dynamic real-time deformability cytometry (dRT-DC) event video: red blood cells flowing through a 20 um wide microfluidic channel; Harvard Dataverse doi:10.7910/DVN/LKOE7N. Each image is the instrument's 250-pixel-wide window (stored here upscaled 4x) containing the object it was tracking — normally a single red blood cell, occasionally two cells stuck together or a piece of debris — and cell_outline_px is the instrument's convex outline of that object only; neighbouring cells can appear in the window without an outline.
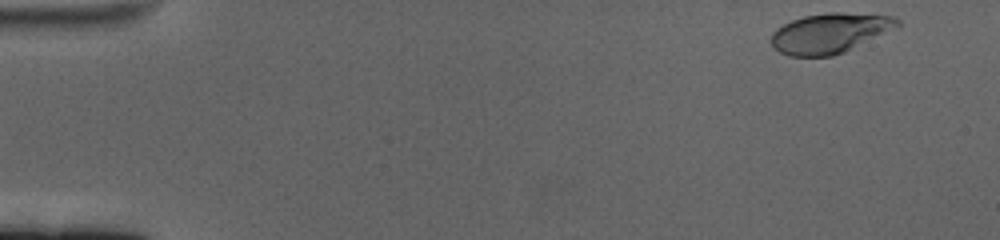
{"species": "human", "species_latin": "Homo sapiens", "temperature_condition": "cold", "stored_images_in_passage": 59, "camera_frame_rate_fps": 3000, "um_per_image_px": 0.085, "donor": {"sex": "female"}, "frame": {"image": 1, "passage_image": 2, "time_ms": 0.333, "image_size_px": [1000, 240], "cell_outline_px": [[900, 28], [844, 52], [832, 56], [788, 56], [772, 48], [772, 32], [776, 28], [792, 20], [804, 16], [832, 12], [840, 12], [896, 16], [900, 20]], "centroid_in_image_um": [70.6, 2.81], "position_along_channel_um": 14.4, "area_um2": 29.77}}
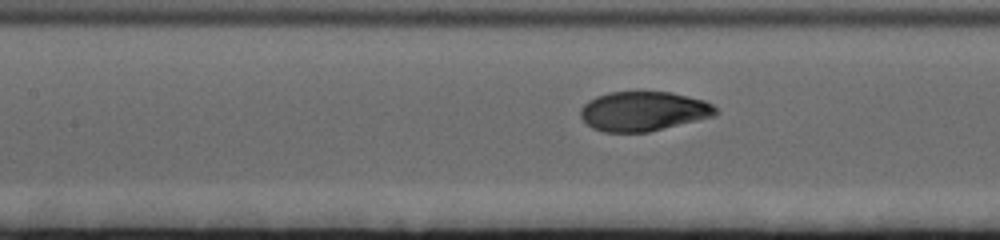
{"frame": {"image": 2, "passage_image": 26, "time_ms": 8.333, "image_size_px": [1000, 240], "cell_outline_px": [[720, 112], [716, 116], [648, 132], [604, 132], [592, 128], [580, 116], [580, 108], [588, 100], [596, 96], [608, 92], [672, 92], [704, 100], [712, 104]], "centroid_in_image_um": [54.71, 9.45], "position_along_channel_um": 152.7, "area_um2": 31.33}}
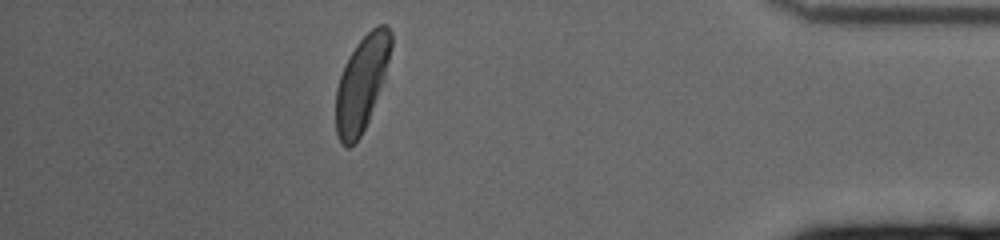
{"frame": {"image": 3, "passage_image": 52, "time_ms": 17.0, "image_size_px": [1000, 240], "cell_outline_px": [[392, 48], [384, 76], [380, 88], [368, 120], [360, 136], [348, 148], [344, 148], [340, 144], [336, 136], [336, 88], [344, 64], [348, 56], [356, 44], [376, 24], [388, 24], [392, 32]], "centroid_in_image_um": [30.73, 7.06], "position_along_channel_um": 404.5, "area_um2": 30.4}, "authors_computed_cell_mechanics": {"area_um2": 31.6744, "velocity_mm_per_s": 3.3571, "shape_relaxation_time_tau1_ms": 2.6631, "shape_relaxation_time_tau2_ms": null, "deformation_change_tau1": 0.1636, "deformation_change_tau2": null}}